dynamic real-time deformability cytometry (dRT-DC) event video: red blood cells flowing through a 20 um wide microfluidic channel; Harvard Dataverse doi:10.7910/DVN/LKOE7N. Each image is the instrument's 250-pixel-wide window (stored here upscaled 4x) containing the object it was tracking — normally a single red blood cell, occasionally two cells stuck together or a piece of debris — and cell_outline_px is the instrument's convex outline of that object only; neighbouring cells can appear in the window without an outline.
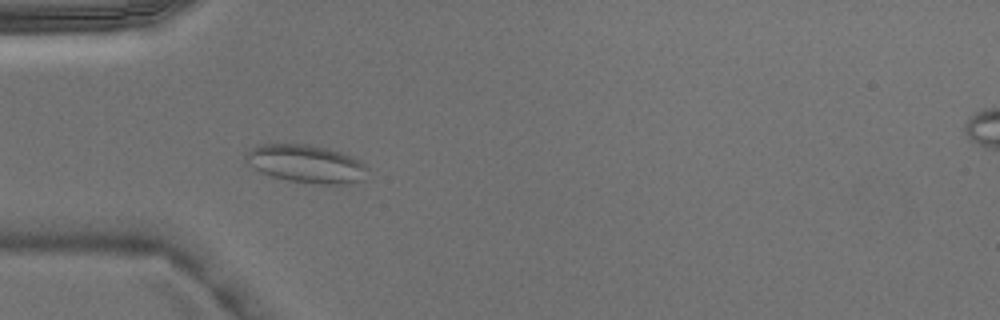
{"species": "Egyptian fruit bat (a non-hibernating species)", "species_latin": "Rousettus aegyptiacus", "temperature_condition": "warm", "stored_images_in_passage": 4, "camera_frame_rate_fps": 3000, "um_per_image_px": 0.085, "animal": {"sex": "male"}, "frame": {"image": 1, "passage_image": 4, "time_ms": 1.0, "image_size_px": [1000, 320], "cell_outline_px": [[368, 168], [364, 180], [344, 184], [312, 184], [288, 180], [272, 176], [260, 172], [248, 164], [244, 160], [244, 156], [252, 148], [260, 144], [308, 144], [328, 148], [340, 152], [360, 160]], "centroid_in_image_um": [26.02, 13.93], "position_along_channel_um": 59.0, "area_um2": 27.05}}